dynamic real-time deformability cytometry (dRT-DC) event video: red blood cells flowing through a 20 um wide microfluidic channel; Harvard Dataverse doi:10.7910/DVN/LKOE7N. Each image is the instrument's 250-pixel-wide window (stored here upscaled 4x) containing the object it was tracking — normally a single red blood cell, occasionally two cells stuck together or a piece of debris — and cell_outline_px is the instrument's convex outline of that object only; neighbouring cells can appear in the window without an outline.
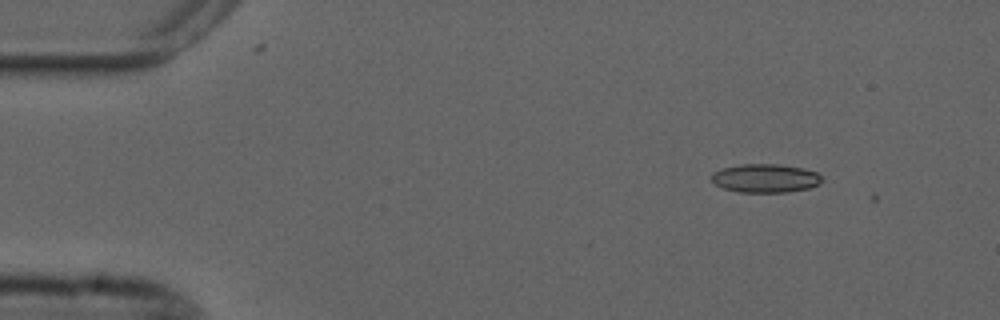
{"species": "common noctule bat (a hibernating species)", "species_latin": "Nyctalus noctula", "temperature_condition": "cold", "stored_images_in_passage": 4, "camera_frame_rate_fps": 3000, "um_per_image_px": 0.085, "animal": {"sex": "male", "forearm_length_mm": 52.5}, "frame": {"image": 1, "passage_image": 2, "time_ms": 0.333, "image_size_px": [1000, 320], "cell_outline_px": [[824, 180], [820, 184], [808, 188], [788, 192], [740, 192], [724, 188], [716, 184], [712, 180], [712, 172], [724, 168], [740, 164], [776, 164], [800, 168], [816, 172]], "centroid_in_image_um": [65.07, 15.15], "position_along_channel_um": 19.9, "area_um2": 18.21}}